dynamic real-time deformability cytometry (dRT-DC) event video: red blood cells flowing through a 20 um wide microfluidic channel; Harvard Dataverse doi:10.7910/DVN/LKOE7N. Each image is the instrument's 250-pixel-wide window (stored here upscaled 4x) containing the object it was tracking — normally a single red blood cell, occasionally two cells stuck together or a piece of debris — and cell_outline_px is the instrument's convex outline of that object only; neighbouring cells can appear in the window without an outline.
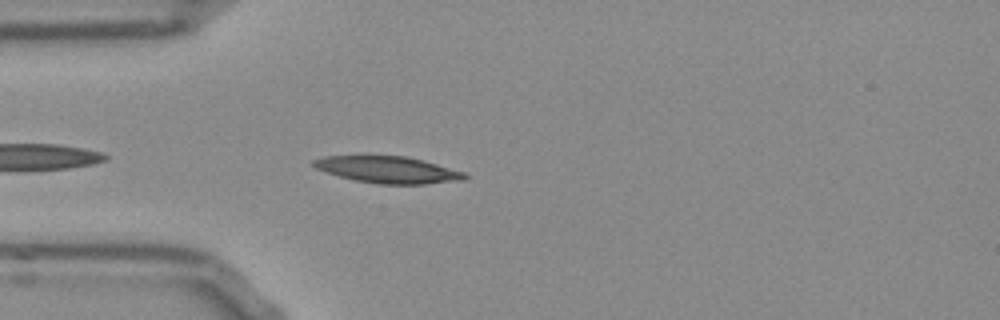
{"species": "Egyptian fruit bat (a non-hibernating species)", "species_latin": "Rousettus aegyptiacus", "temperature_condition": "room temperature", "stored_images_in_passage": 13, "camera_frame_rate_fps": 3000, "um_per_image_px": 0.085, "frame": {"image": 1, "passage_image": 3, "time_ms": 0.667, "image_size_px": [1000, 320], "cell_outline_px": [[468, 176], [464, 180], [424, 184], [380, 184], [356, 180], [340, 176], [316, 168], [312, 164], [312, 160], [324, 156], [404, 156], [424, 160], [464, 172]], "centroid_in_image_um": [33.0, 14.42], "position_along_channel_um": 52.0, "area_um2": 23.29}}
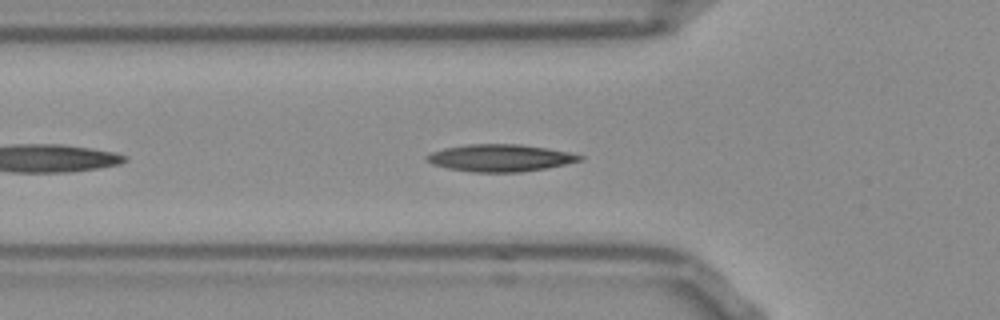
{"frame": {"image": 2, "passage_image": 6, "time_ms": 1.667, "image_size_px": [1000, 320], "cell_outline_px": [[584, 160], [548, 168], [520, 172], [472, 172], [448, 168], [432, 164], [424, 156], [432, 152], [444, 148], [468, 144], [520, 144], [548, 148], [568, 152], [584, 156]], "centroid_in_image_um": [42.55, 13.42], "position_along_channel_um": 83.3, "area_um2": 24.28}}
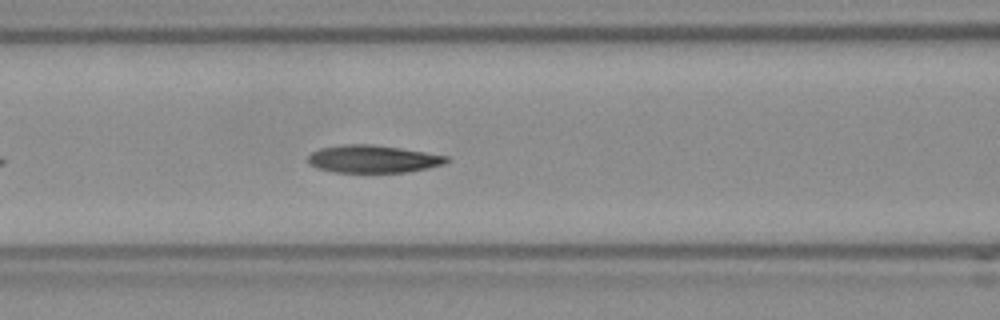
{"frame": {"image": 3, "passage_image": 10, "time_ms": 3.0, "image_size_px": [1000, 320], "cell_outline_px": [[448, 160], [444, 164], [428, 168], [404, 172], [336, 172], [316, 168], [308, 164], [308, 156], [312, 152], [320, 148], [344, 144], [372, 144], [400, 148], [448, 156]], "centroid_in_image_um": [31.67, 13.51], "position_along_channel_um": 134.9, "area_um2": 22.2}}